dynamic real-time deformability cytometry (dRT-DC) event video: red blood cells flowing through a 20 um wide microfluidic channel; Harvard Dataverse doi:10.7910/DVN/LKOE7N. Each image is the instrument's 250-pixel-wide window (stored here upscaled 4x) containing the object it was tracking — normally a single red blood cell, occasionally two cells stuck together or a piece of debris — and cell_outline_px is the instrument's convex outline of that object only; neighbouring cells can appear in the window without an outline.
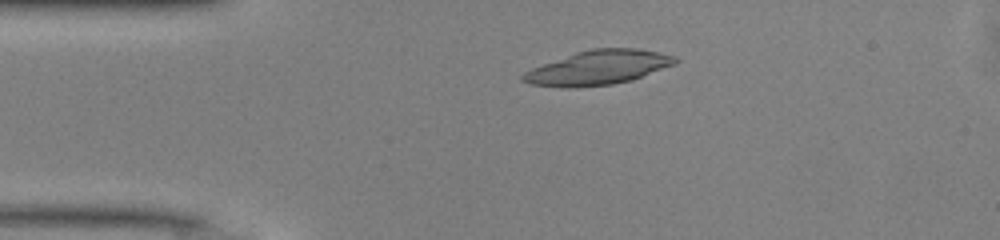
{"species": "common noctule bat (a hibernating species)", "species_latin": "Nyctalus noctula", "temperature_condition": "warm", "stored_images_in_passage": 38, "camera_frame_rate_fps": 3000, "um_per_image_px": 0.085, "animal": {"sex": "male", "body_mass_g": 13.0, "forearm_length_mm": 53.1}, "frame": {"image": 1, "passage_image": 10, "time_ms": 3.0, "image_size_px": [1000, 240], "cell_outline_px": [[680, 60], [676, 64], [632, 80], [612, 84], [572, 88], [564, 88], [532, 84], [520, 80], [520, 76], [524, 72], [532, 68], [576, 52], [592, 48], [636, 48], [660, 52], [676, 56]], "centroid_in_image_um": [50.87, 5.75], "position_along_channel_um": 34.1, "area_um2": 30.58}}